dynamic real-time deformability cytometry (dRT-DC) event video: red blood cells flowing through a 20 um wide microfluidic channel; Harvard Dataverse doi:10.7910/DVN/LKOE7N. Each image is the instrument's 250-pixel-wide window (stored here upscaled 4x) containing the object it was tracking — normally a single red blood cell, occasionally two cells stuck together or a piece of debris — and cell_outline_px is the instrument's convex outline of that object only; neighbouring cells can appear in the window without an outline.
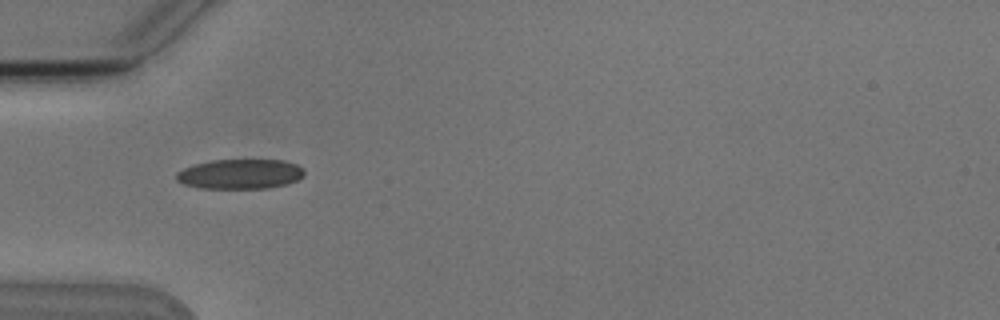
{"species": "Egyptian fruit bat (a non-hibernating species)", "species_latin": "Rousettus aegyptiacus", "temperature_condition": "cold", "stored_images_in_passage": 6, "camera_frame_rate_fps": 3000, "um_per_image_px": 0.085, "animal": {"sex": "male"}, "frame": {"image": 1, "passage_image": 3, "time_ms": 2.333, "image_size_px": [1000, 320], "cell_outline_px": [[304, 176], [300, 180], [288, 184], [268, 188], [200, 188], [184, 184], [176, 180], [176, 172], [184, 168], [196, 164], [212, 160], [284, 160], [296, 164], [304, 168]], "centroid_in_image_um": [20.46, 14.79], "position_along_channel_um": 64.5, "area_um2": 22.37}}
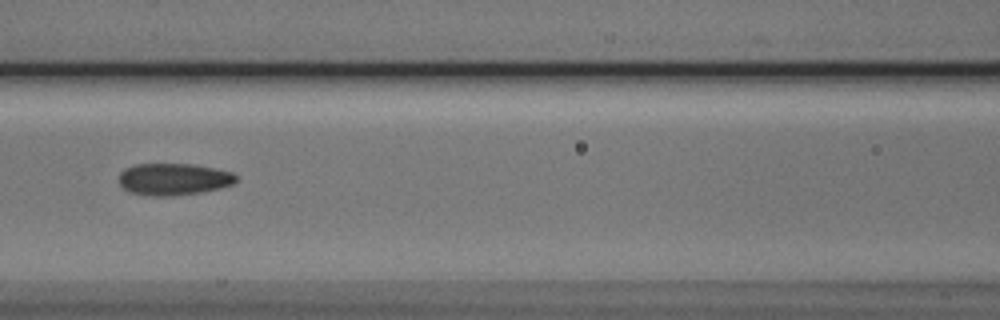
{"frame": {"image": 2, "passage_image": 5, "time_ms": 4.667, "image_size_px": [1000, 320], "cell_outline_px": [[236, 180], [232, 184], [220, 188], [200, 192], [172, 196], [152, 196], [132, 192], [124, 188], [120, 184], [120, 172], [124, 168], [136, 164], [192, 164], [232, 172], [236, 176]], "centroid_in_image_um": [14.74, 15.23], "position_along_channel_um": 151.9, "area_um2": 21.56}}
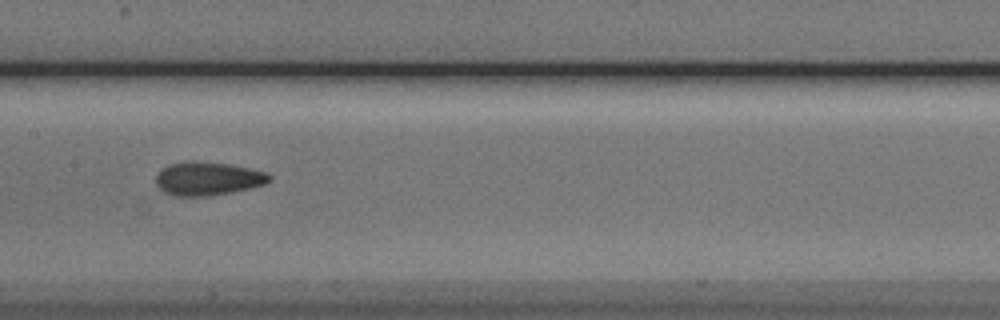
{"frame": {"image": 3, "passage_image": 6, "time_ms": 5.667, "image_size_px": [1000, 320], "cell_outline_px": [[272, 180], [264, 184], [232, 192], [204, 196], [176, 196], [164, 192], [156, 184], [156, 176], [168, 164], [188, 160], [196, 160], [232, 164], [268, 172], [272, 176]], "centroid_in_image_um": [17.69, 15.16], "position_along_channel_um": 189.7, "area_um2": 22.31}}